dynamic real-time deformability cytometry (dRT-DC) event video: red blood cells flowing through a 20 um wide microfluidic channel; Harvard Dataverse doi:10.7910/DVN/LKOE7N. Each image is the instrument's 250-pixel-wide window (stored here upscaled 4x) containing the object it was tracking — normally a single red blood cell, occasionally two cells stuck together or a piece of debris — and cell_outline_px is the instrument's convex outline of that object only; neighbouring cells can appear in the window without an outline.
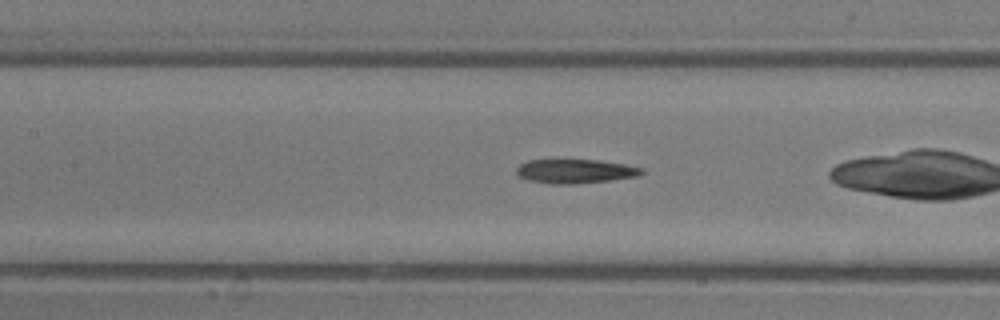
{"species": "common noctule bat (a hibernating species)", "species_latin": "Nyctalus noctula", "temperature_condition": "room temperature", "stored_images_in_passage": 14, "camera_frame_rate_fps": 3000, "um_per_image_px": 0.085, "animal": {"sex": "male", "body_mass_g": 13.3}, "frame": {"image": 1, "passage_image": 12, "time_ms": 3.667, "image_size_px": [1000, 320], "cell_outline_px": [[644, 172], [640, 176], [608, 180], [572, 184], [552, 184], [528, 180], [520, 176], [516, 172], [516, 168], [520, 164], [528, 160], [596, 160], [624, 164], [644, 168]], "centroid_in_image_um": [48.9, 14.55], "position_along_channel_um": 158.5, "area_um2": 17.46}}